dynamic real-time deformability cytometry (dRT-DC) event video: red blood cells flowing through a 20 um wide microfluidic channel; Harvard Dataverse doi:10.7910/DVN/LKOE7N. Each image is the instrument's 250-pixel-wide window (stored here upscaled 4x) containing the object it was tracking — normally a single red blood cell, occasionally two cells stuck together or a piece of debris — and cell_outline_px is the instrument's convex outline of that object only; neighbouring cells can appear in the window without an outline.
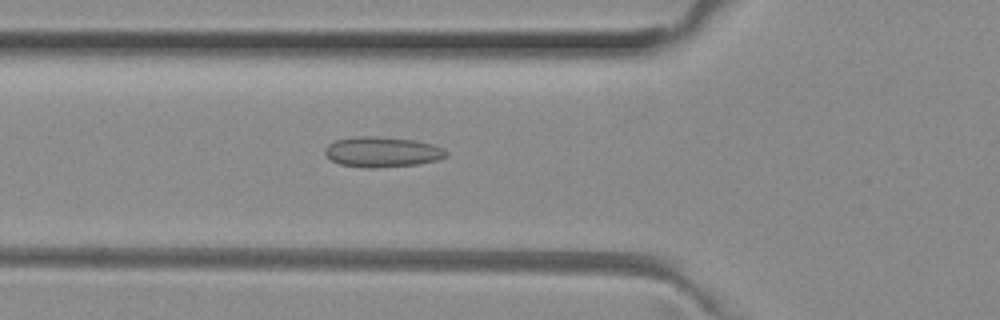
{"species": "common noctule bat (a hibernating species)", "species_latin": "Nyctalus noctula", "temperature_condition": "room temperature", "stored_images_in_passage": 51, "camera_frame_rate_fps": 3000, "um_per_image_px": 0.085, "animal": {"sex": "female", "body_mass_g": 29.2, "forearm_length_mm": 56.3}, "frame": {"image": 1, "passage_image": 18, "time_ms": 5.667, "image_size_px": [1000, 320], "cell_outline_px": [[448, 156], [436, 160], [420, 164], [376, 168], [364, 168], [340, 164], [324, 156], [324, 148], [328, 144], [336, 140], [356, 136], [376, 136], [416, 140], [432, 144], [448, 152]], "centroid_in_image_um": [32.45, 12.92], "position_along_channel_um": 93.3, "area_um2": 21.62}}
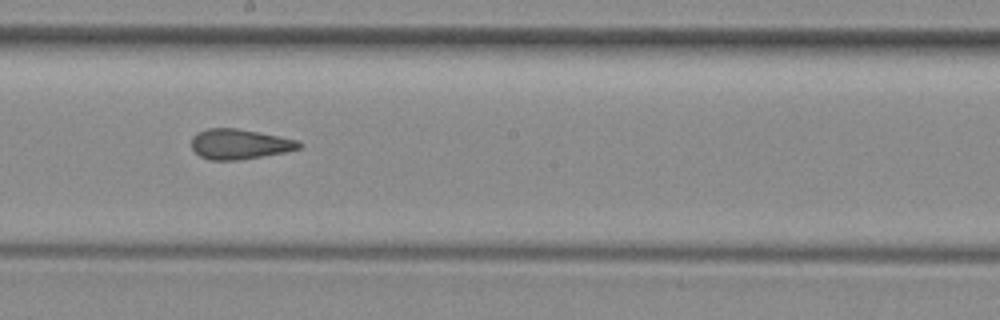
{"frame": {"image": 2, "passage_image": 28, "time_ms": 9.0, "image_size_px": [1000, 320], "cell_outline_px": [[304, 144], [300, 148], [284, 152], [240, 160], [208, 160], [200, 156], [192, 148], [192, 136], [208, 128], [236, 128], [296, 140]], "centroid_in_image_um": [20.34, 12.26], "position_along_channel_um": 227.9, "area_um2": 18.61}}
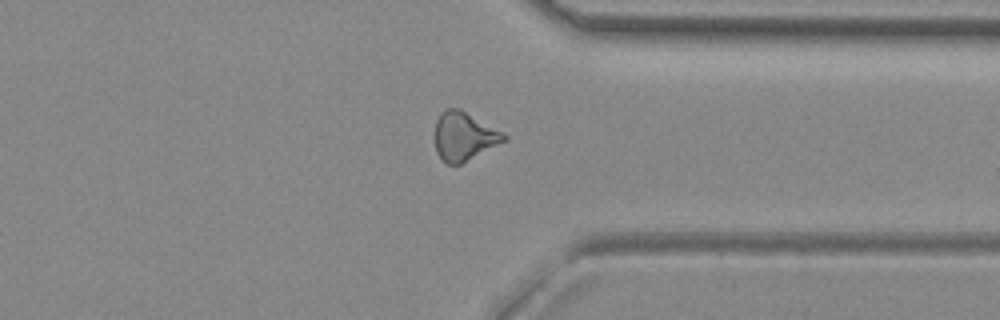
{"frame": {"image": 3, "passage_image": 39, "time_ms": 12.667, "image_size_px": [1000, 320], "cell_outline_px": [[508, 140], [460, 164], [448, 164], [436, 152], [436, 120], [448, 108], [460, 108], [504, 132], [508, 136]], "centroid_in_image_um": [39.5, 11.58], "position_along_channel_um": 371.9, "area_um2": 19.36}, "authors_computed_cell_mechanics": {"area_um2": 19.7676, "velocity_mm_per_s": 4.0187, "shape_relaxation_time_tau1_ms": null, "shape_relaxation_time_tau2_ms": 1.8699, "deformation_change_tau1": null, "deformation_change_tau2": 0.1018}}